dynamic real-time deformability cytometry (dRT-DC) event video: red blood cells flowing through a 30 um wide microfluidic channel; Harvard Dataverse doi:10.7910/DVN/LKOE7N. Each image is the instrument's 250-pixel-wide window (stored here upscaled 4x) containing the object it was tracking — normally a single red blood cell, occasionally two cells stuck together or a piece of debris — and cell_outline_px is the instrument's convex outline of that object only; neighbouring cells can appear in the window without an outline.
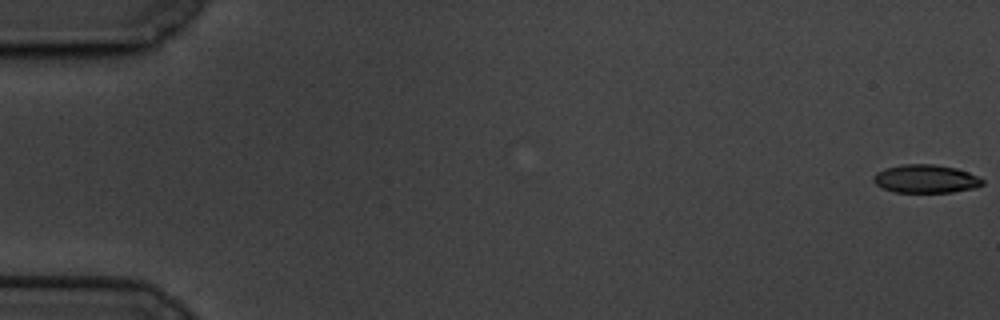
{"species": "common noctule bat (a hibernating species)", "species_latin": "Nyctalus noctula", "temperature_condition": "cold", "stored_images_in_passage": 60, "camera_frame_rate_fps": 3000, "um_per_image_px": 0.085, "animal": {"sex": "male", "body_mass_g": 19.5, "forearm_length_mm": 54.6}, "frame": {"image": 1, "passage_image": 1, "time_ms": 0.0, "image_size_px": [1000, 320], "cell_outline_px": [[984, 184], [976, 188], [952, 192], [892, 192], [880, 188], [872, 180], [872, 176], [876, 172], [884, 168], [904, 164], [936, 164], [956, 168], [968, 172], [984, 180]], "centroid_in_image_um": [78.65, 15.2], "position_along_channel_um": 6.3, "area_um2": 18.21}}
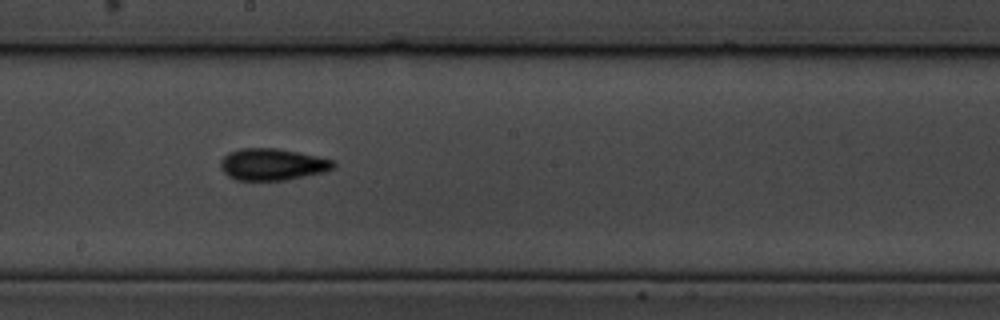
{"frame": {"image": 2, "passage_image": 34, "time_ms": 11.0, "image_size_px": [1000, 320], "cell_outline_px": [[336, 168], [324, 172], [284, 180], [236, 180], [228, 176], [220, 168], [220, 160], [228, 152], [240, 148], [276, 148], [316, 156], [332, 160], [336, 164]], "centroid_in_image_um": [23.12, 13.97], "position_along_channel_um": 225.1, "area_um2": 20.87}}
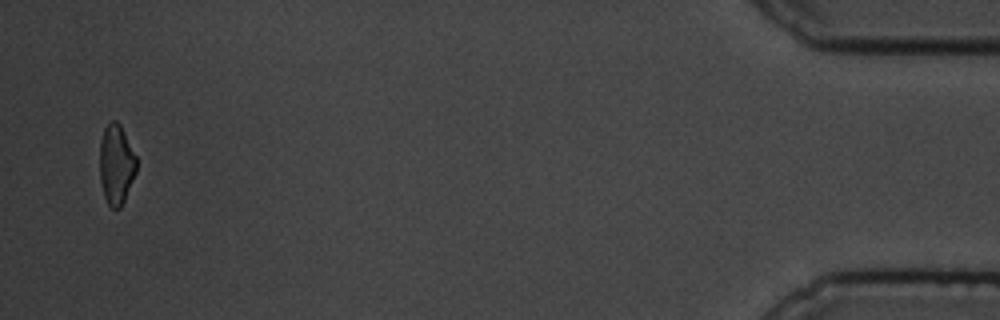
{"frame": {"image": 3, "passage_image": 59, "time_ms": 19.333, "image_size_px": [1000, 320], "cell_outline_px": [[136, 172], [124, 200], [120, 208], [112, 208], [108, 204], [104, 196], [100, 180], [100, 140], [104, 128], [108, 120], [116, 120], [120, 124], [136, 156]], "centroid_in_image_um": [9.87, 13.94], "position_along_channel_um": 425.3, "area_um2": 17.11}, "authors_computed_cell_mechanics": {"area_um2": 18.7561, "velocity_mm_per_s": 3.3861, "shape_relaxation_time_tau1_ms": 3.1074, "shape_relaxation_time_tau2_ms": 5.0804, "deformation_change_tau1": 0.1212, "deformation_change_tau2": 0.133}}